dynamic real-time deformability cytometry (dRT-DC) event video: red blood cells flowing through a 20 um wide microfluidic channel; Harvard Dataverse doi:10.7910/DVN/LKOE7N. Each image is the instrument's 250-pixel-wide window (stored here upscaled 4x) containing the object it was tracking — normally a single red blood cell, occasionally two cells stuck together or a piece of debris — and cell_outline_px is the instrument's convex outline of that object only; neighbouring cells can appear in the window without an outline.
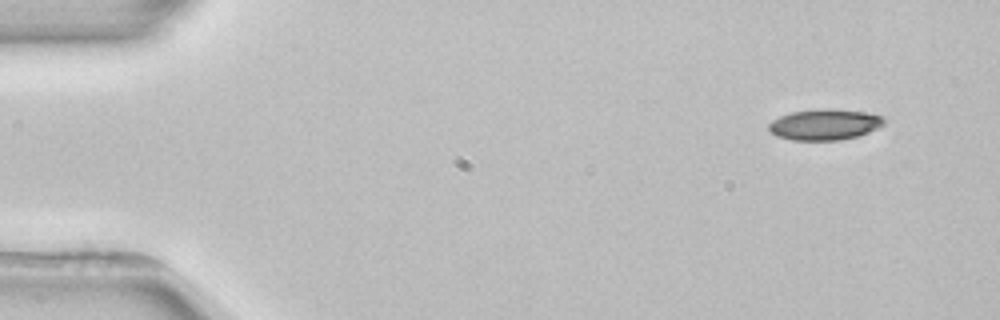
{"species": "common noctule bat (a hibernating species)", "species_latin": "Nyctalus noctula", "temperature_condition": "room temperature", "stored_images_in_passage": 4, "camera_frame_rate_fps": 3000, "um_per_image_px": 0.085, "animal": {"sex": "female", "body_mass_g": 22.7, "forearm_length_mm": 54.2}, "frame": {"image": 1, "passage_image": 1, "time_ms": 0.0, "image_size_px": [1000, 320], "cell_outline_px": [[888, 120], [884, 124], [868, 132], [856, 136], [840, 140], [792, 140], [776, 136], [768, 128], [768, 124], [772, 120], [780, 116], [792, 112], [820, 108], [828, 108], [864, 112], [880, 116]], "centroid_in_image_um": [70.08, 10.58], "position_along_channel_um": 14.9, "area_um2": 20.69}}
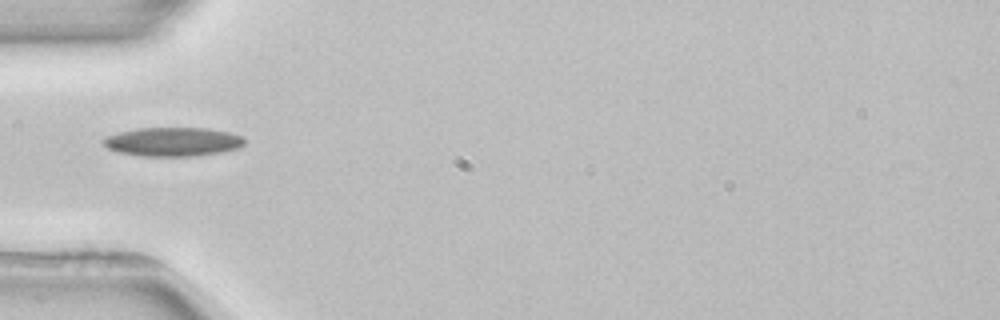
{"frame": {"image": 2, "passage_image": 4, "time_ms": 4.333, "image_size_px": [1000, 320], "cell_outline_px": [[244, 144], [240, 148], [220, 152], [192, 156], [144, 156], [116, 152], [108, 148], [100, 140], [104, 136], [136, 128], [208, 128], [228, 132], [240, 136], [244, 140]], "centroid_in_image_um": [14.64, 12.05], "position_along_channel_um": 70.4, "area_um2": 23.81}}